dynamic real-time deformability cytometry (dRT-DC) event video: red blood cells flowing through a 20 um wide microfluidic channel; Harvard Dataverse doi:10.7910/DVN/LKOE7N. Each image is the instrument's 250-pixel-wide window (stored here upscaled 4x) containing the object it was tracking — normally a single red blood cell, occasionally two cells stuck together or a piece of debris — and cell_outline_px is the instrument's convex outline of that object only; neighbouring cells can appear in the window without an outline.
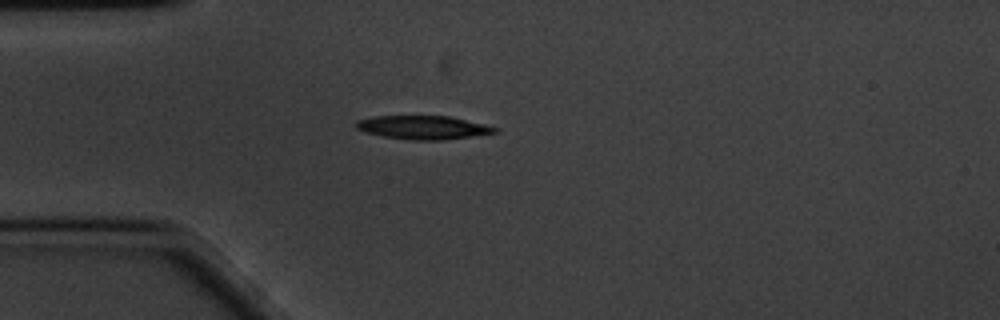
{"species": "common noctule bat (a hibernating species)", "species_latin": "Nyctalus noctula", "temperature_condition": "cold", "stored_images_in_passage": 44, "camera_frame_rate_fps": 3000, "um_per_image_px": 0.085, "animal": {"sex": "male", "body_mass_g": 20.1, "forearm_length_mm": 53.5}, "frame": {"image": 1, "passage_image": 1, "time_ms": 0.0, "image_size_px": [1000, 320], "cell_outline_px": [[500, 128], [496, 132], [440, 140], [412, 140], [384, 136], [364, 132], [356, 128], [356, 120], [372, 116], [448, 116], [484, 124]], "centroid_in_image_um": [35.91, 10.82], "position_along_channel_um": 49.1, "area_um2": 18.79}}
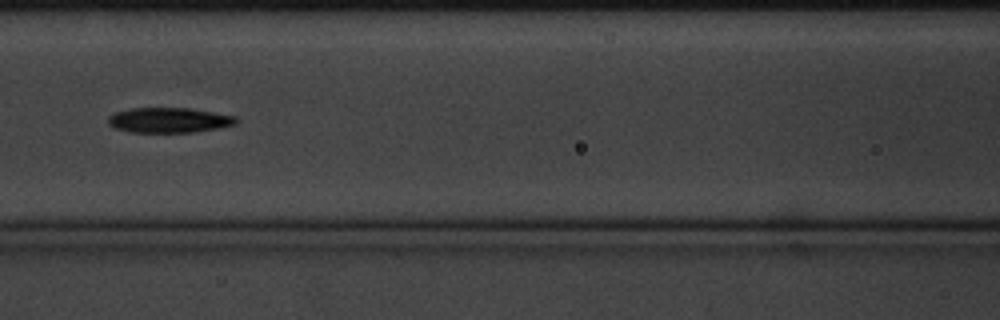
{"frame": {"image": 2, "passage_image": 11, "time_ms": 3.333, "image_size_px": [1000, 320], "cell_outline_px": [[240, 120], [236, 124], [216, 128], [192, 132], [128, 132], [116, 128], [108, 124], [108, 116], [116, 112], [128, 108], [192, 108], [236, 116]], "centroid_in_image_um": [14.37, 10.2], "position_along_channel_um": 152.2, "area_um2": 18.79}}
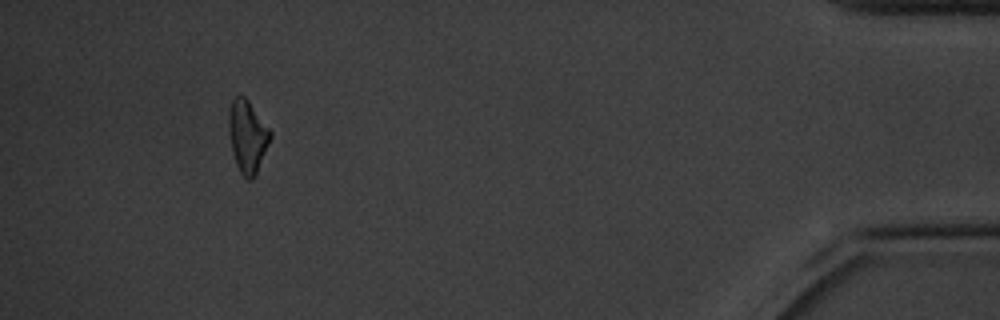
{"frame": {"image": 3, "passage_image": 40, "time_ms": 13.0, "image_size_px": [1000, 320], "cell_outline_px": [[272, 136], [256, 176], [252, 180], [248, 180], [240, 172], [236, 164], [232, 152], [228, 128], [228, 112], [232, 100], [236, 96], [244, 96], [248, 100], [272, 132]], "centroid_in_image_um": [21.04, 11.61], "position_along_channel_um": 414.2, "area_um2": 17.63}, "authors_computed_cell_mechanics": {"area_um2": 18.3515, "velocity_mm_per_s": 3.3881, "shape_relaxation_time_tau1_ms": 4.6859, "shape_relaxation_time_tau2_ms": null, "deformation_change_tau1": 0.1323, "deformation_change_tau2": null}}